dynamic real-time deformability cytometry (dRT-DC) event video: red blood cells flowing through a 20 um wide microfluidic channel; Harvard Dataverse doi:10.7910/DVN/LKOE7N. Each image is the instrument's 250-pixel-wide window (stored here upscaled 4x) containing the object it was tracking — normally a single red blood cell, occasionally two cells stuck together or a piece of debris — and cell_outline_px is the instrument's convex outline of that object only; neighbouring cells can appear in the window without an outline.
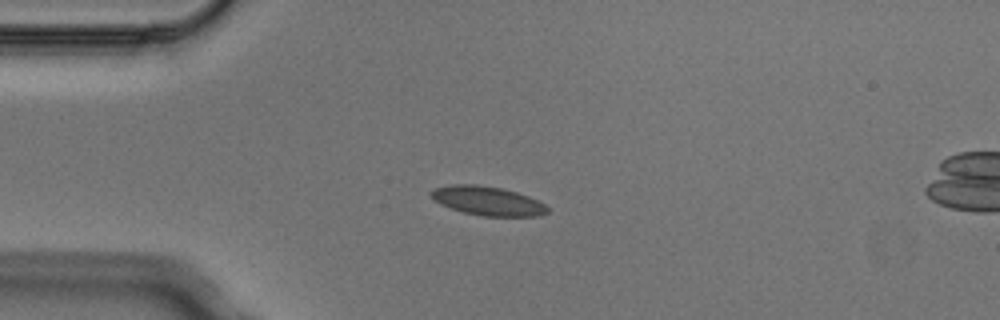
{"species": "Egyptian fruit bat (a non-hibernating species)", "species_latin": "Rousettus aegyptiacus", "temperature_condition": "cold", "stored_images_in_passage": 6, "camera_frame_rate_fps": 3000, "um_per_image_px": 0.085, "animal": {"sex": "male"}, "frame": {"image": 1, "passage_image": 4, "time_ms": 1.0, "image_size_px": [1000, 320], "cell_outline_px": [[548, 212], [540, 216], [484, 216], [464, 212], [440, 204], [428, 196], [428, 192], [436, 188], [452, 184], [476, 184], [504, 188], [528, 196], [544, 204], [548, 208]], "centroid_in_image_um": [41.42, 17.06], "position_along_channel_um": 43.6, "area_um2": 19.71}}
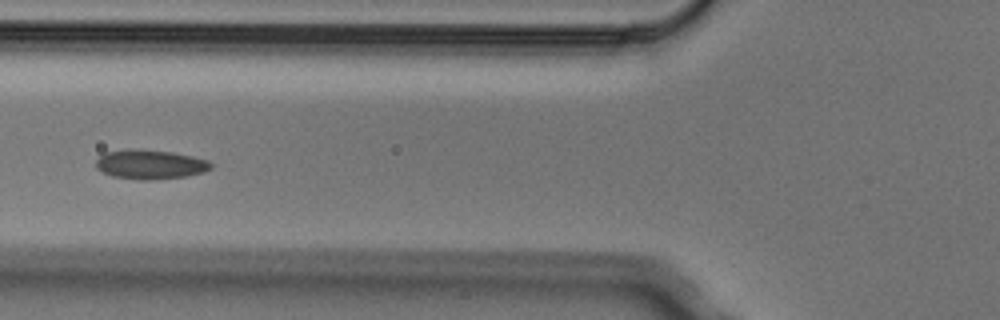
{"frame": {"image": 2, "passage_image": 6, "time_ms": 1.667, "image_size_px": [1000, 320], "cell_outline_px": [[212, 168], [204, 172], [184, 176], [152, 180], [140, 180], [112, 176], [96, 168], [96, 160], [104, 152], [172, 152], [192, 156], [208, 160], [212, 164]], "centroid_in_image_um": [12.82, 14.03], "position_along_channel_um": 113.0, "area_um2": 18.73}}